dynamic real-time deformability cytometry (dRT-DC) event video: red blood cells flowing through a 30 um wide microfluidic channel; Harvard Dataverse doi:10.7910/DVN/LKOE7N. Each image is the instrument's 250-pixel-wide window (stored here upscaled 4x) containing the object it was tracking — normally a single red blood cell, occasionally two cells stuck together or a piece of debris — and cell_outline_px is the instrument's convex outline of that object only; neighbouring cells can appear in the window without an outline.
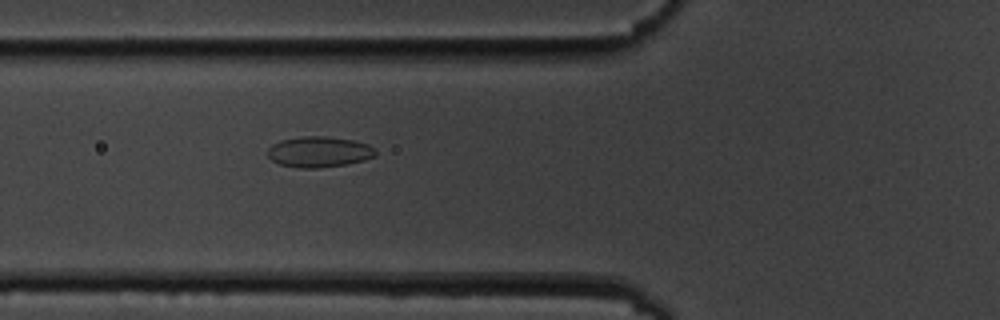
{"species": "common noctule bat (a hibernating species)", "species_latin": "Nyctalus noctula", "temperature_condition": "cold", "stored_images_in_passage": 4, "camera_frame_rate_fps": 3000, "um_per_image_px": 0.085, "animal": {"sex": "male", "body_mass_g": 19.5, "forearm_length_mm": 54.6}, "frame": {"image": 1, "passage_image": 4, "time_ms": 3.333, "image_size_px": [1000, 320], "cell_outline_px": [[376, 156], [364, 160], [348, 164], [320, 168], [296, 168], [280, 164], [272, 160], [268, 156], [268, 148], [272, 144], [280, 140], [304, 136], [328, 136], [352, 140], [368, 144], [376, 148]], "centroid_in_image_um": [27.14, 12.91], "position_along_channel_um": 98.7, "area_um2": 19.54}}